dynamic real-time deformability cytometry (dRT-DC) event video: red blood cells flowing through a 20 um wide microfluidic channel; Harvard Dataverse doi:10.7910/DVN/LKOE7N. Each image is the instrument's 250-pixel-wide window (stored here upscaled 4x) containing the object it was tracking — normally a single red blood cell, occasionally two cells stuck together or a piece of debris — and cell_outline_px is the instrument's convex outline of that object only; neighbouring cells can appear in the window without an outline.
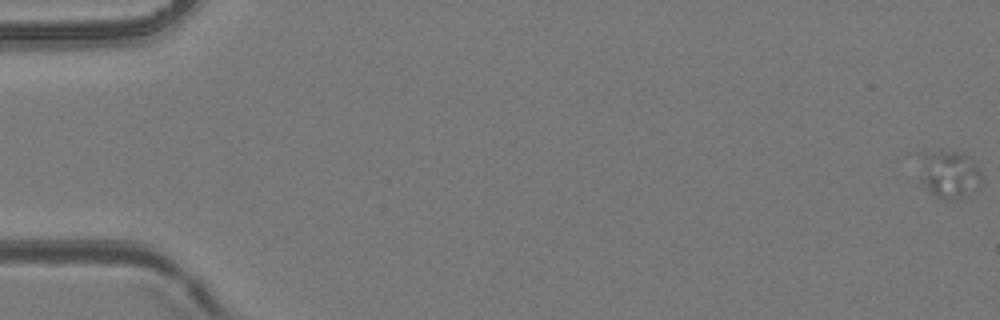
{"species": "common noctule bat (a hibernating species)", "species_latin": "Nyctalus noctula", "temperature_condition": "room temperature", "stored_images_in_passage": 32, "camera_frame_rate_fps": 3000, "um_per_image_px": 0.085, "animal": {"sex": "female", "body_mass_g": 24.6, "forearm_length_mm": 56.2}, "frame": {"image": 1, "passage_image": 1, "time_ms": 0.0, "image_size_px": [1000, 320], "cell_outline_px": [[984, 184], [964, 196], [948, 200], [944, 200], [936, 196], [924, 184], [908, 152], [940, 148], [964, 152], [976, 164], [984, 180]], "centroid_in_image_um": [80.52, 14.65], "position_along_channel_um": 4.5, "area_um2": 19.13}}
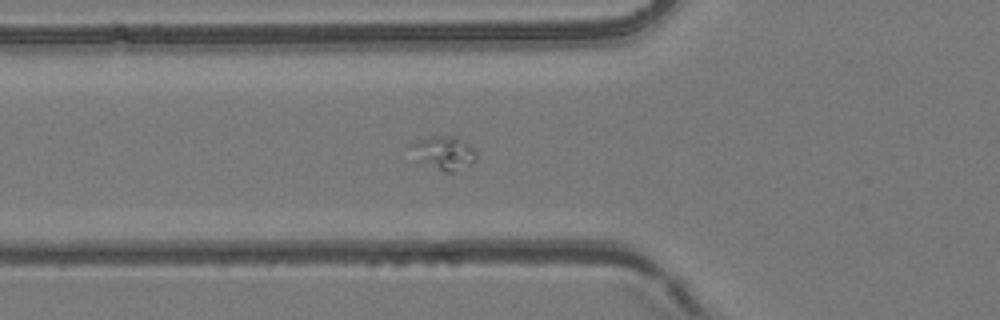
{"frame": {"image": 2, "passage_image": 22, "time_ms": 7.0, "image_size_px": [1000, 320], "cell_outline_px": [[476, 160], [472, 164], [452, 172], [444, 172], [420, 160], [408, 144], [416, 140], [432, 136], [456, 136], [468, 144], [476, 152]], "centroid_in_image_um": [37.76, 12.97], "position_along_channel_um": 88.0, "area_um2": 12.43}}